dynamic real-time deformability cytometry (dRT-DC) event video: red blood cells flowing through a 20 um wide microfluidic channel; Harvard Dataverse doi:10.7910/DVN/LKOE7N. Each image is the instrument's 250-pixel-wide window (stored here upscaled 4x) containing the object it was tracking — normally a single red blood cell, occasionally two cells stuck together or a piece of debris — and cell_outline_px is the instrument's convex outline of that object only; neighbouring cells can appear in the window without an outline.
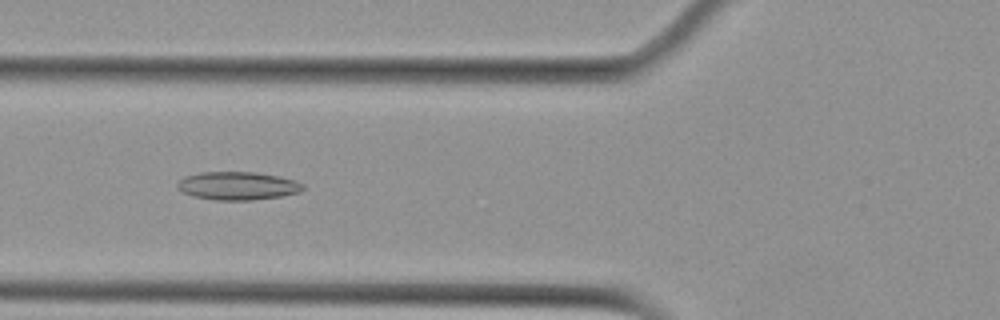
{"species": "Egyptian fruit bat (a non-hibernating species)", "species_latin": "Rousettus aegyptiacus", "temperature_condition": "cold", "stored_images_in_passage": 9, "camera_frame_rate_fps": 3000, "um_per_image_px": 0.085, "animal": {"sex": "female"}, "frame": {"image": 1, "passage_image": 6, "time_ms": 6.0, "image_size_px": [1000, 320], "cell_outline_px": [[304, 188], [300, 192], [280, 196], [252, 200], [216, 200], [196, 196], [184, 192], [176, 184], [184, 176], [200, 172], [256, 172], [296, 180], [304, 184]], "centroid_in_image_um": [20.23, 15.78], "position_along_channel_um": 105.6, "area_um2": 20.4}}
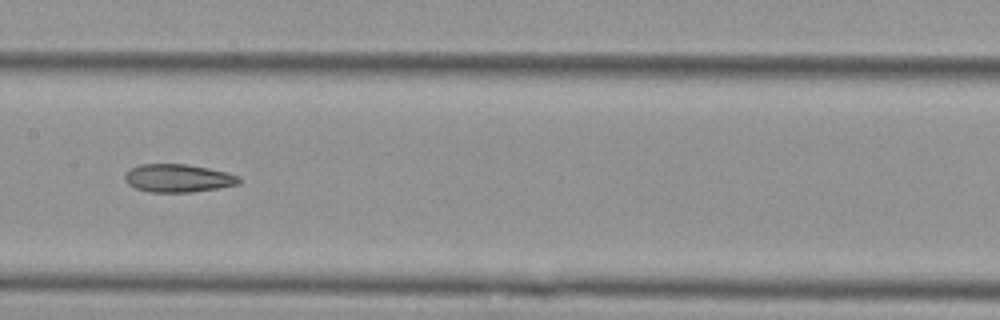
{"frame": {"image": 2, "passage_image": 8, "time_ms": 8.333, "image_size_px": [1000, 320], "cell_outline_px": [[240, 184], [192, 192], [148, 192], [136, 188], [128, 184], [124, 180], [124, 176], [128, 168], [140, 164], [184, 164], [208, 168], [240, 176]], "centroid_in_image_um": [15.09, 15.14], "position_along_channel_um": 192.3, "area_um2": 18.67}}
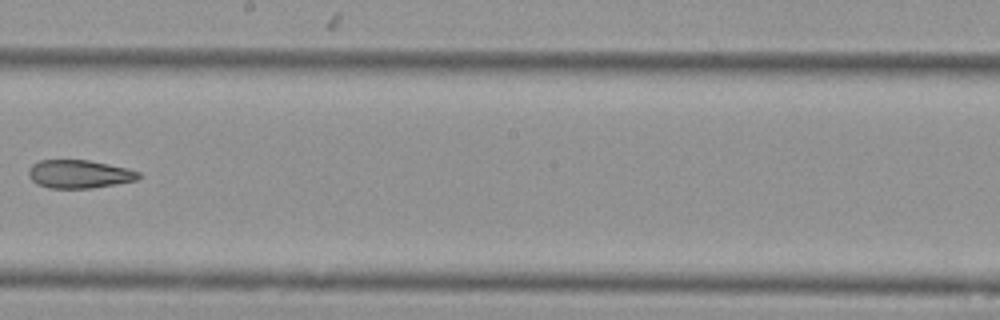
{"frame": {"image": 3, "passage_image": 9, "time_ms": 9.667, "image_size_px": [1000, 320], "cell_outline_px": [[140, 176], [136, 180], [116, 184], [92, 188], [48, 188], [36, 184], [32, 180], [28, 172], [28, 168], [32, 164], [40, 160], [88, 160], [128, 168], [140, 172]], "centroid_in_image_um": [6.72, 14.79], "position_along_channel_um": 241.5, "area_um2": 18.15}}